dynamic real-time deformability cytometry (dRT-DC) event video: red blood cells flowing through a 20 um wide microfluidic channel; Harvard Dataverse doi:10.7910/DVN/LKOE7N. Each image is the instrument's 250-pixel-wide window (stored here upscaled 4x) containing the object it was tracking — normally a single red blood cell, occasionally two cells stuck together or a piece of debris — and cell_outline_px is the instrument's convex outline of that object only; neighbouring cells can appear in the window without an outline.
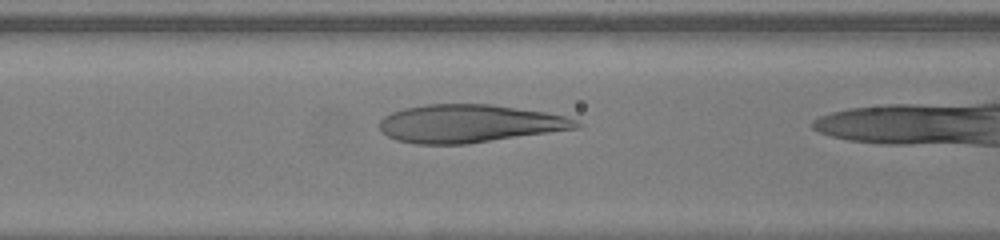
{"species": "human", "species_latin": "Homo sapiens", "temperature_condition": "warm", "stored_images_in_passage": 17, "camera_frame_rate_fps": 3000, "um_per_image_px": 0.085, "donor": {"sex": "female"}, "frame": {"image": 1, "passage_image": 6, "time_ms": 1.667, "image_size_px": [1000, 240], "cell_outline_px": [[580, 128], [468, 144], [416, 144], [396, 140], [388, 136], [380, 128], [380, 120], [384, 116], [392, 112], [404, 108], [424, 104], [488, 104], [544, 112], [564, 116], [576, 120], [580, 124]], "centroid_in_image_um": [39.88, 10.51], "position_along_channel_um": 126.7, "area_um2": 43.41}}
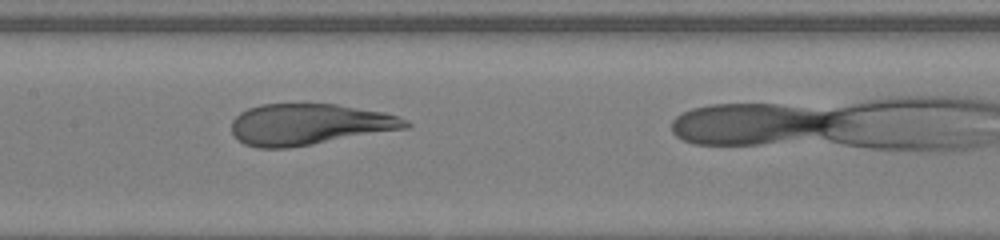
{"frame": {"image": 2, "passage_image": 10, "time_ms": 3.0, "image_size_px": [1000, 240], "cell_outline_px": [[412, 124], [408, 128], [288, 148], [256, 148], [244, 144], [232, 132], [232, 120], [240, 112], [248, 108], [260, 104], [336, 104], [384, 112], [408, 120]], "centroid_in_image_um": [26.28, 10.57], "position_along_channel_um": 181.1, "area_um2": 41.67}}
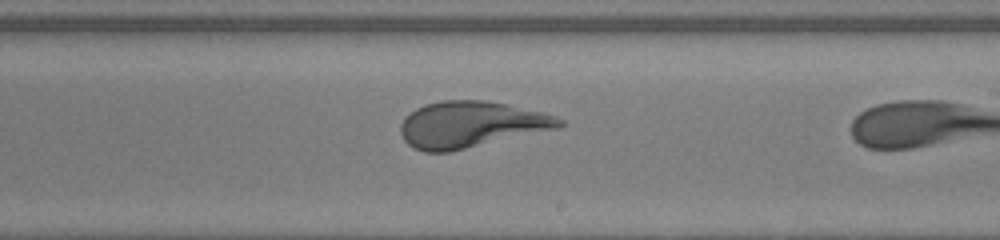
{"frame": {"image": 3, "passage_image": 15, "time_ms": 4.667, "image_size_px": [1000, 240], "cell_outline_px": [[564, 124], [556, 128], [448, 152], [424, 152], [412, 148], [404, 140], [400, 132], [400, 124], [416, 108], [424, 104], [440, 100], [484, 100], [544, 112], [556, 116], [564, 120]], "centroid_in_image_um": [39.99, 10.58], "position_along_channel_um": 249.0, "area_um2": 42.37}}